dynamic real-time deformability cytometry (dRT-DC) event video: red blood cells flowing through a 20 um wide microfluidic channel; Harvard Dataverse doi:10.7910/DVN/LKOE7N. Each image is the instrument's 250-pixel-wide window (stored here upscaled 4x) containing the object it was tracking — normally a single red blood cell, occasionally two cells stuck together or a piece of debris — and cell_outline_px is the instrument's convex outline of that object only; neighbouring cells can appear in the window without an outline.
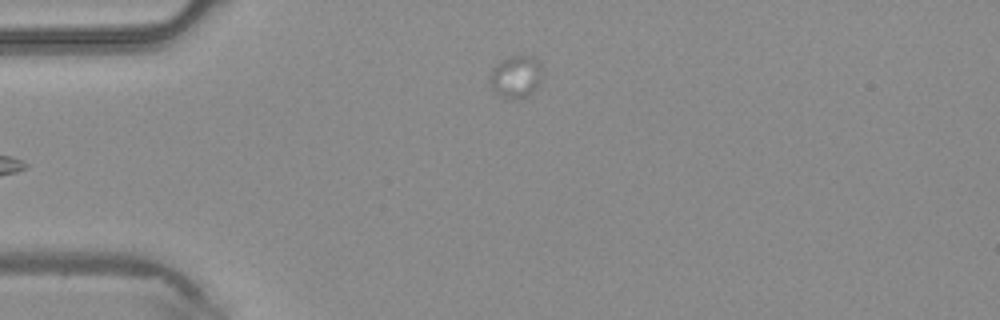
{"species": "common noctule bat (a hibernating species)", "species_latin": "Nyctalus noctula", "temperature_condition": "warm", "stored_images_in_passage": 5, "camera_frame_rate_fps": 3000, "um_per_image_px": 0.085, "animal": {"sex": "male", "body_mass_g": 20.4}, "frame": {"image": 1, "passage_image": 5, "time_ms": 1.333, "image_size_px": [1000, 320], "cell_outline_px": [[540, 80], [532, 92], [520, 100], [512, 100], [500, 96], [488, 84], [488, 76], [492, 68], [496, 64], [512, 56], [532, 56], [540, 60]], "centroid_in_image_um": [43.8, 6.54], "position_along_channel_um": 41.2, "area_um2": 13.01}}